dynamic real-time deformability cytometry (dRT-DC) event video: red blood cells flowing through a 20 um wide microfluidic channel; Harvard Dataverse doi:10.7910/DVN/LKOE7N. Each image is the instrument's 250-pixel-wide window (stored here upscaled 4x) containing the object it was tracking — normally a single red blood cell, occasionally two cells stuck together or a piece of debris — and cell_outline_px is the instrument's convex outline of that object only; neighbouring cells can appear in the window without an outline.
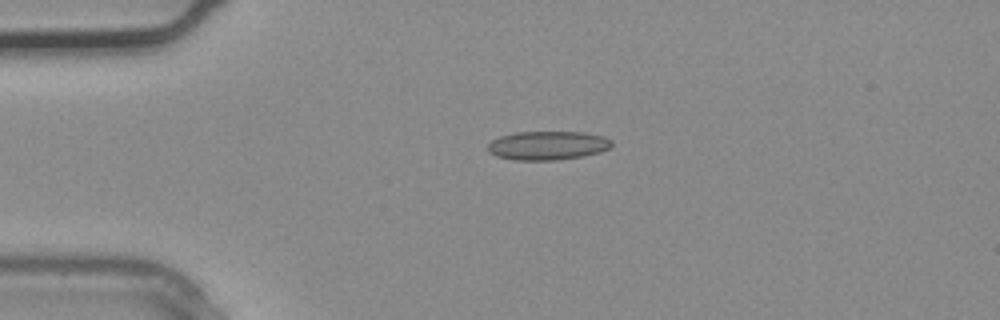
{"species": "common noctule bat (a hibernating species)", "species_latin": "Nyctalus noctula", "temperature_condition": "warm", "stored_images_in_passage": 1, "camera_frame_rate_fps": 3000, "um_per_image_px": 0.085, "animal": {"sex": "male", "body_mass_g": 20.4}, "frame": {"image": 1, "passage_image": 1, "time_ms": 0.0, "image_size_px": [1000, 320], "cell_outline_px": [[612, 144], [608, 148], [600, 152], [584, 156], [556, 160], [516, 160], [496, 156], [488, 152], [488, 144], [492, 140], [500, 136], [516, 132], [584, 132], [604, 136], [612, 140]], "centroid_in_image_um": [46.55, 12.36], "position_along_channel_um": 38.4, "area_um2": 20.87}}